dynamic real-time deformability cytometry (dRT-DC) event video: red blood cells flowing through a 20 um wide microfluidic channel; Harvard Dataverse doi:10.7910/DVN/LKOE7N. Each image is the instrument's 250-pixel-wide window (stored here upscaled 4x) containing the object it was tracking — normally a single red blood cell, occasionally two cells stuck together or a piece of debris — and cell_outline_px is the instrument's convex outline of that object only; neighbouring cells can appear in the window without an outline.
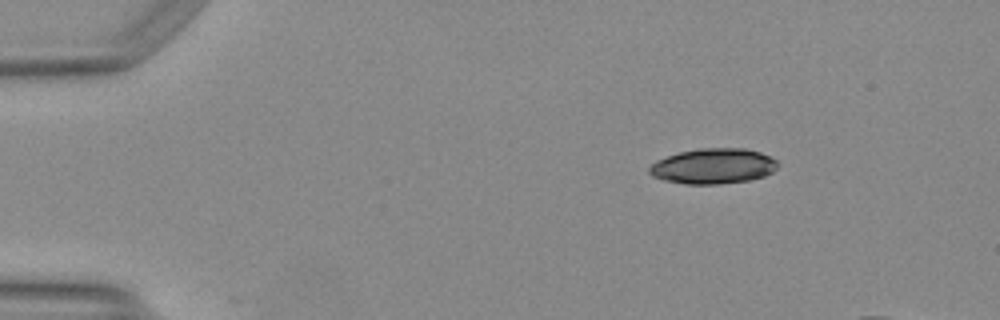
{"species": "Egyptian fruit bat (a non-hibernating species)", "species_latin": "Rousettus aegyptiacus", "temperature_condition": "warm", "stored_images_in_passage": 16, "camera_frame_rate_fps": 3000, "um_per_image_px": 0.085, "animal": {"sex": "female"}, "frame": {"image": 1, "passage_image": 1, "time_ms": 0.0, "image_size_px": [1000, 320], "cell_outline_px": [[780, 164], [772, 172], [764, 176], [748, 180], [720, 184], [684, 184], [664, 180], [652, 176], [648, 172], [648, 168], [656, 160], [680, 152], [700, 148], [744, 148], [760, 152], [776, 160]], "centroid_in_image_um": [60.62, 14.12], "position_along_channel_um": 24.4, "area_um2": 26.47}}
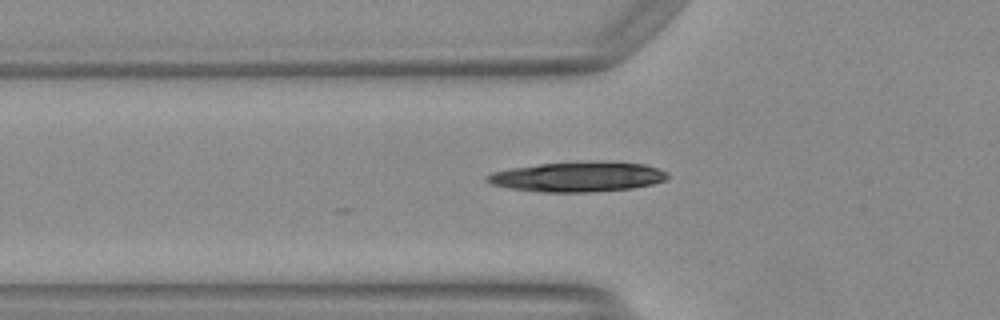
{"frame": {"image": 2, "passage_image": 11, "time_ms": 3.333, "image_size_px": [1000, 320], "cell_outline_px": [[668, 176], [664, 180], [652, 184], [632, 188], [588, 192], [544, 192], [508, 188], [492, 184], [484, 180], [484, 176], [492, 172], [508, 168], [540, 164], [580, 160], [644, 164], [660, 168], [668, 172]], "centroid_in_image_um": [49.07, 15.01], "position_along_channel_um": 76.7, "area_um2": 31.85}}